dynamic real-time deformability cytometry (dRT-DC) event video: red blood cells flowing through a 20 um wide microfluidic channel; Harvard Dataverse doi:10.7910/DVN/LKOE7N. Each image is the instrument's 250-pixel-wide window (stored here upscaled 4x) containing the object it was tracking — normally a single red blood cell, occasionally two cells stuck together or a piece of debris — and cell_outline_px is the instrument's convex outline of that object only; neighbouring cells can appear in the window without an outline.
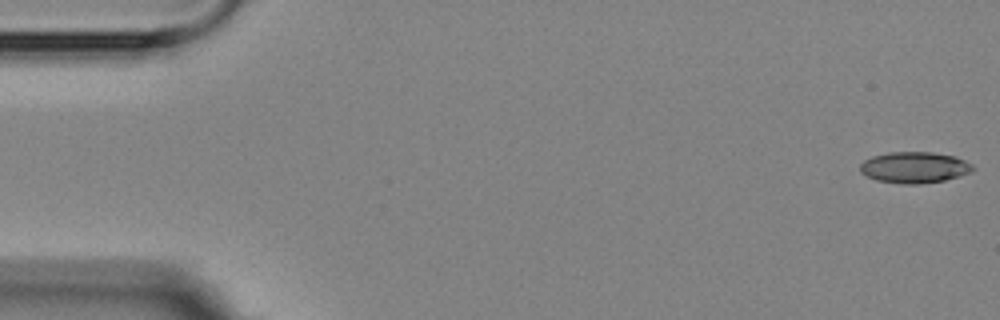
{"species": "Egyptian fruit bat (a non-hibernating species)", "species_latin": "Rousettus aegyptiacus", "temperature_condition": "room temperature", "stored_images_in_passage": 4, "camera_frame_rate_fps": 3000, "um_per_image_px": 0.085, "animal": {"sex": "female"}, "frame": {"image": 1, "passage_image": 1, "time_ms": 0.0, "image_size_px": [1000, 320], "cell_outline_px": [[976, 168], [972, 172], [960, 176], [944, 180], [920, 184], [904, 184], [876, 180], [860, 172], [860, 164], [864, 160], [872, 156], [888, 152], [932, 152], [956, 156], [972, 164]], "centroid_in_image_um": [77.75, 14.23], "position_along_channel_um": 7.3, "area_um2": 20.63}}
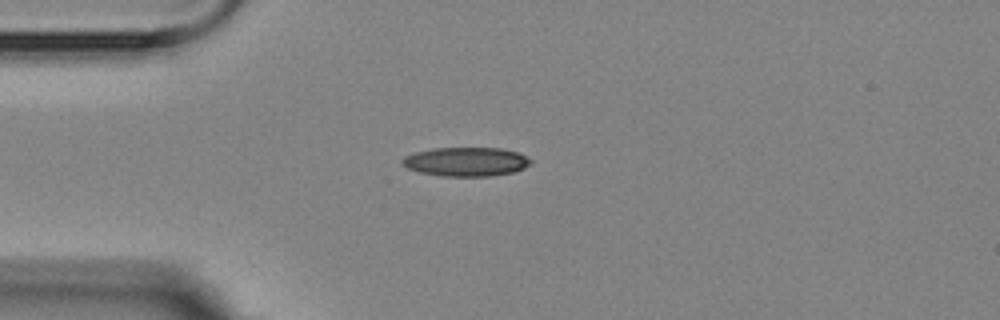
{"frame": {"image": 2, "passage_image": 4, "time_ms": 4.333, "image_size_px": [1000, 320], "cell_outline_px": [[532, 164], [524, 168], [512, 172], [488, 176], [444, 176], [420, 172], [408, 168], [400, 164], [400, 160], [404, 156], [416, 152], [436, 148], [500, 148], [516, 152], [532, 160]], "centroid_in_image_um": [39.59, 13.74], "position_along_channel_um": 45.4, "area_um2": 21.56}}